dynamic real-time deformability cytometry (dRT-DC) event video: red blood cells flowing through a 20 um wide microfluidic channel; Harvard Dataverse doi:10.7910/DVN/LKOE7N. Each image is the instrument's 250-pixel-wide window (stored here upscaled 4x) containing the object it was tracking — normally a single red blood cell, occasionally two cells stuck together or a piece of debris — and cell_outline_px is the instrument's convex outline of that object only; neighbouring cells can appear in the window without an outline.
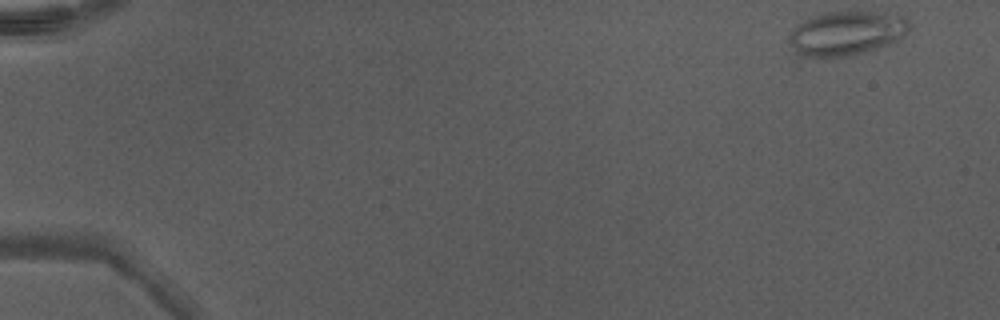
{"species": "Egyptian fruit bat (a non-hibernating species)", "species_latin": "Rousettus aegyptiacus", "temperature_condition": "warm", "stored_images_in_passage": 10, "camera_frame_rate_fps": 3000, "um_per_image_px": 0.085, "animal": {"sex": "male"}, "frame": {"image": 1, "passage_image": 1, "time_ms": 0.0, "image_size_px": [1000, 320], "cell_outline_px": [[912, 24], [908, 32], [900, 40], [864, 52], [848, 56], [800, 56], [788, 40], [788, 36], [804, 20], [812, 16], [828, 12], [872, 12], [904, 16]], "centroid_in_image_um": [72.0, 2.82], "position_along_channel_um": 13.0, "area_um2": 30.58}}